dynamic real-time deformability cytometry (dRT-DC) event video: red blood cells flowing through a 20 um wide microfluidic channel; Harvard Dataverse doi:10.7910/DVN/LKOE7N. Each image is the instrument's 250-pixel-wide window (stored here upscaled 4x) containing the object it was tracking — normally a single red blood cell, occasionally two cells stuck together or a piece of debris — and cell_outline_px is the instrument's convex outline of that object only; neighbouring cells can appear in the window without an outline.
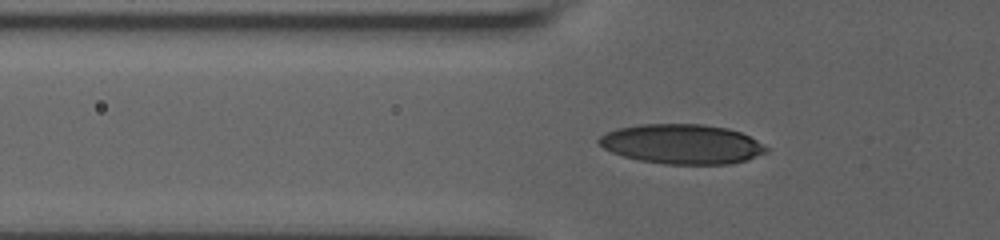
{"species": "human", "species_latin": "Homo sapiens", "temperature_condition": "room temperature", "stored_images_in_passage": 6, "camera_frame_rate_fps": 3000, "um_per_image_px": 0.085, "donor": {"sex": "male"}, "frame": {"image": 1, "passage_image": 2, "time_ms": 0.333, "image_size_px": [1000, 240], "cell_outline_px": [[768, 152], [744, 160], [728, 164], [664, 164], [640, 160], [624, 156], [612, 152], [604, 148], [596, 140], [600, 136], [616, 128], [640, 124], [704, 124], [728, 128], [740, 132], [756, 140], [768, 148]], "centroid_in_image_um": [57.95, 12.24], "position_along_channel_um": 67.9, "area_um2": 38.55}}
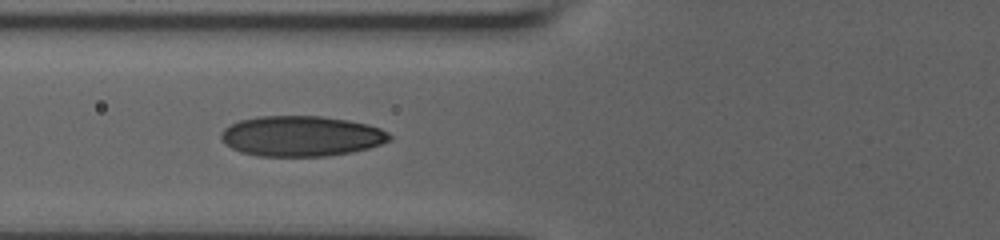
{"frame": {"image": 2, "passage_image": 4, "time_ms": 1.333, "image_size_px": [1000, 240], "cell_outline_px": [[392, 140], [368, 148], [352, 152], [324, 156], [256, 156], [240, 152], [224, 144], [220, 140], [220, 132], [224, 128], [240, 120], [256, 116], [320, 116], [348, 120], [368, 124], [380, 128], [388, 132], [392, 136]], "centroid_in_image_um": [25.58, 11.57], "position_along_channel_um": 100.2, "area_um2": 39.94}}
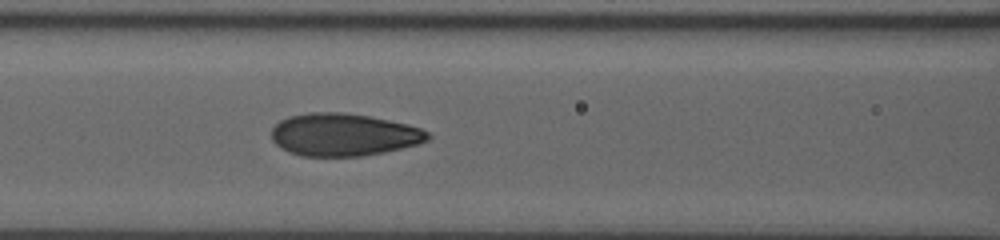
{"frame": {"image": 3, "passage_image": 6, "time_ms": 2.333, "image_size_px": [1000, 240], "cell_outline_px": [[432, 136], [428, 140], [420, 144], [384, 152], [364, 156], [300, 156], [288, 152], [280, 148], [272, 140], [272, 128], [280, 120], [288, 116], [308, 112], [340, 112], [368, 116], [408, 124], [420, 128], [428, 132]], "centroid_in_image_um": [29.2, 11.45], "position_along_channel_um": 137.4, "area_um2": 39.02}}